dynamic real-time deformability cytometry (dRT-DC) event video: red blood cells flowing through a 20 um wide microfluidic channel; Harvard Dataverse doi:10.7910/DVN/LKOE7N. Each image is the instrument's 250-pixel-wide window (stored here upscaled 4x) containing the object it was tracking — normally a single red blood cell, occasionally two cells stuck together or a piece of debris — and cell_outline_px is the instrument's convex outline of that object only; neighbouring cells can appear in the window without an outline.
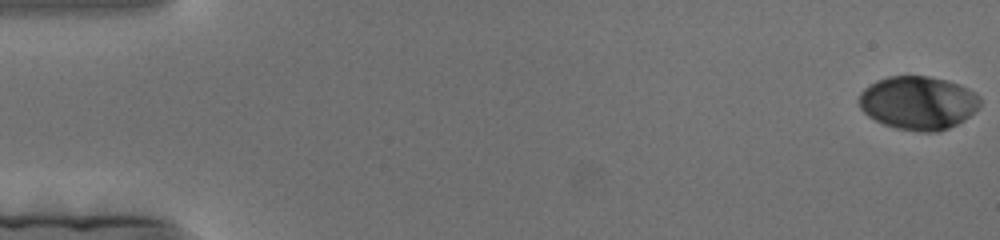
{"species": "human", "species_latin": "Homo sapiens", "temperature_condition": "cold", "stored_images_in_passage": 182, "camera_frame_rate_fps": 3000, "um_per_image_px": 0.085, "donor": {"sex": "female"}, "frame": {"image": 1, "passage_image": 1, "time_ms": 0.0, "image_size_px": [1000, 240], "cell_outline_px": [[980, 104], [964, 120], [948, 128], [936, 132], [920, 132], [896, 128], [884, 124], [868, 116], [860, 108], [860, 92], [864, 88], [876, 80], [888, 76], [928, 76], [944, 80], [968, 88], [976, 92], [980, 96]], "centroid_in_image_um": [78.03, 8.74], "position_along_channel_um": 7.0, "area_um2": 37.51}}
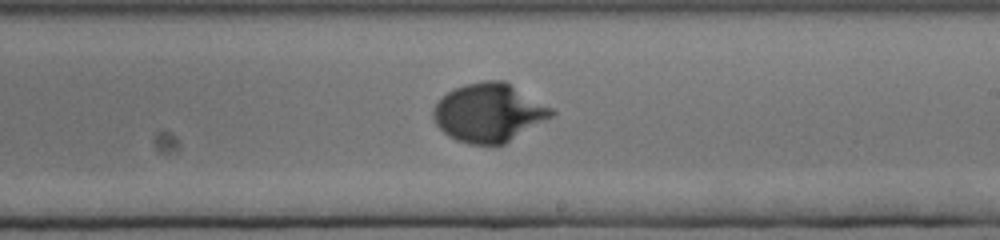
{"frame": {"image": 2, "passage_image": 108, "time_ms": 35.667, "image_size_px": [1000, 240], "cell_outline_px": [[556, 112], [552, 116], [504, 144], [468, 144], [456, 140], [448, 136], [436, 124], [432, 116], [432, 108], [448, 92], [464, 84], [484, 80], [504, 80], [552, 108]], "centroid_in_image_um": [41.53, 9.57], "position_along_channel_um": 247.5, "area_um2": 39.94}}
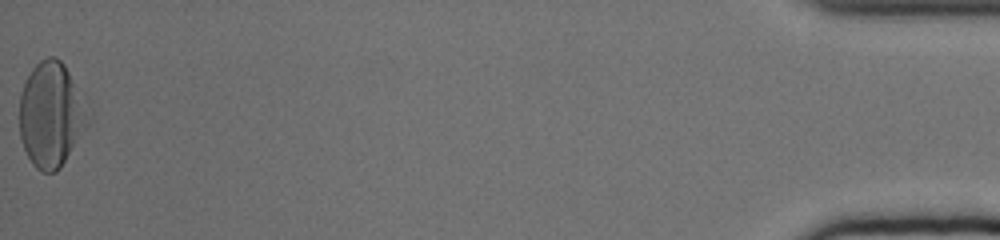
{"frame": {"image": 3, "passage_image": 182, "time_ms": 60.333, "image_size_px": [1000, 240], "cell_outline_px": [[92, 116], [88, 124], [60, 168], [56, 172], [44, 172], [36, 168], [32, 164], [24, 148], [20, 136], [20, 92], [32, 68], [40, 60], [48, 56], [56, 56], [64, 64]], "centroid_in_image_um": [4.34, 9.74], "position_along_channel_um": 430.9, "area_um2": 41.67}}